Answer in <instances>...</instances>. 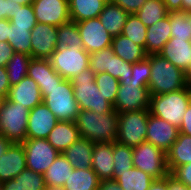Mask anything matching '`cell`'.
Listing matches in <instances>:
<instances>
[{"label":"cell","instance_id":"1","mask_svg":"<svg viewBox=\"0 0 191 190\" xmlns=\"http://www.w3.org/2000/svg\"><path fill=\"white\" fill-rule=\"evenodd\" d=\"M118 119L119 113L114 108L101 114L92 110H80L75 124L81 138L91 140L94 144H109L116 142Z\"/></svg>","mask_w":191,"mask_h":190},{"label":"cell","instance_id":"2","mask_svg":"<svg viewBox=\"0 0 191 190\" xmlns=\"http://www.w3.org/2000/svg\"><path fill=\"white\" fill-rule=\"evenodd\" d=\"M151 76L149 79L150 95H160L181 90L186 85V74L160 54L150 55Z\"/></svg>","mask_w":191,"mask_h":190},{"label":"cell","instance_id":"3","mask_svg":"<svg viewBox=\"0 0 191 190\" xmlns=\"http://www.w3.org/2000/svg\"><path fill=\"white\" fill-rule=\"evenodd\" d=\"M191 103V89L187 86L181 90L150 95V113L171 125L180 128L182 118Z\"/></svg>","mask_w":191,"mask_h":190},{"label":"cell","instance_id":"4","mask_svg":"<svg viewBox=\"0 0 191 190\" xmlns=\"http://www.w3.org/2000/svg\"><path fill=\"white\" fill-rule=\"evenodd\" d=\"M93 71L88 68L71 79L74 97L80 110H92L98 114L109 112L113 105L99 91Z\"/></svg>","mask_w":191,"mask_h":190},{"label":"cell","instance_id":"5","mask_svg":"<svg viewBox=\"0 0 191 190\" xmlns=\"http://www.w3.org/2000/svg\"><path fill=\"white\" fill-rule=\"evenodd\" d=\"M43 97L42 102L57 117L59 121H75L80 111L74 97L71 80L64 79L52 88H39Z\"/></svg>","mask_w":191,"mask_h":190},{"label":"cell","instance_id":"6","mask_svg":"<svg viewBox=\"0 0 191 190\" xmlns=\"http://www.w3.org/2000/svg\"><path fill=\"white\" fill-rule=\"evenodd\" d=\"M119 83L117 97L113 105L118 113L149 109V88L143 81L135 80L133 75L129 74L126 78H120Z\"/></svg>","mask_w":191,"mask_h":190},{"label":"cell","instance_id":"7","mask_svg":"<svg viewBox=\"0 0 191 190\" xmlns=\"http://www.w3.org/2000/svg\"><path fill=\"white\" fill-rule=\"evenodd\" d=\"M29 109L5 98L0 110V134L13 143L26 140Z\"/></svg>","mask_w":191,"mask_h":190},{"label":"cell","instance_id":"8","mask_svg":"<svg viewBox=\"0 0 191 190\" xmlns=\"http://www.w3.org/2000/svg\"><path fill=\"white\" fill-rule=\"evenodd\" d=\"M150 109L119 113L116 142L136 147L146 141Z\"/></svg>","mask_w":191,"mask_h":190},{"label":"cell","instance_id":"9","mask_svg":"<svg viewBox=\"0 0 191 190\" xmlns=\"http://www.w3.org/2000/svg\"><path fill=\"white\" fill-rule=\"evenodd\" d=\"M49 60L54 70L67 80L89 68V53L83 47H57Z\"/></svg>","mask_w":191,"mask_h":190},{"label":"cell","instance_id":"10","mask_svg":"<svg viewBox=\"0 0 191 190\" xmlns=\"http://www.w3.org/2000/svg\"><path fill=\"white\" fill-rule=\"evenodd\" d=\"M133 166L154 179H163L170 173L166 152L146 141L133 148Z\"/></svg>","mask_w":191,"mask_h":190},{"label":"cell","instance_id":"11","mask_svg":"<svg viewBox=\"0 0 191 190\" xmlns=\"http://www.w3.org/2000/svg\"><path fill=\"white\" fill-rule=\"evenodd\" d=\"M22 145L27 169L42 175L60 154L47 139H26Z\"/></svg>","mask_w":191,"mask_h":190},{"label":"cell","instance_id":"12","mask_svg":"<svg viewBox=\"0 0 191 190\" xmlns=\"http://www.w3.org/2000/svg\"><path fill=\"white\" fill-rule=\"evenodd\" d=\"M82 39L83 49L89 54L108 48L113 37L107 32L98 18L76 22Z\"/></svg>","mask_w":191,"mask_h":190},{"label":"cell","instance_id":"13","mask_svg":"<svg viewBox=\"0 0 191 190\" xmlns=\"http://www.w3.org/2000/svg\"><path fill=\"white\" fill-rule=\"evenodd\" d=\"M32 6L37 23L59 27L71 20L68 0H34Z\"/></svg>","mask_w":191,"mask_h":190},{"label":"cell","instance_id":"14","mask_svg":"<svg viewBox=\"0 0 191 190\" xmlns=\"http://www.w3.org/2000/svg\"><path fill=\"white\" fill-rule=\"evenodd\" d=\"M179 128L151 113L148 116L146 142L167 152L176 141Z\"/></svg>","mask_w":191,"mask_h":190},{"label":"cell","instance_id":"15","mask_svg":"<svg viewBox=\"0 0 191 190\" xmlns=\"http://www.w3.org/2000/svg\"><path fill=\"white\" fill-rule=\"evenodd\" d=\"M58 27L37 23L31 30L32 58L49 59L57 48Z\"/></svg>","mask_w":191,"mask_h":190},{"label":"cell","instance_id":"16","mask_svg":"<svg viewBox=\"0 0 191 190\" xmlns=\"http://www.w3.org/2000/svg\"><path fill=\"white\" fill-rule=\"evenodd\" d=\"M59 120L42 102L29 111L26 139H47Z\"/></svg>","mask_w":191,"mask_h":190},{"label":"cell","instance_id":"17","mask_svg":"<svg viewBox=\"0 0 191 190\" xmlns=\"http://www.w3.org/2000/svg\"><path fill=\"white\" fill-rule=\"evenodd\" d=\"M26 168V156L22 143H13L0 157V182L15 178Z\"/></svg>","mask_w":191,"mask_h":190},{"label":"cell","instance_id":"18","mask_svg":"<svg viewBox=\"0 0 191 190\" xmlns=\"http://www.w3.org/2000/svg\"><path fill=\"white\" fill-rule=\"evenodd\" d=\"M7 98L19 102L29 110L41 104L43 100L38 84L29 76H25L18 84L10 87Z\"/></svg>","mask_w":191,"mask_h":190},{"label":"cell","instance_id":"19","mask_svg":"<svg viewBox=\"0 0 191 190\" xmlns=\"http://www.w3.org/2000/svg\"><path fill=\"white\" fill-rule=\"evenodd\" d=\"M159 54L186 72L191 66V39H174L172 37Z\"/></svg>","mask_w":191,"mask_h":190},{"label":"cell","instance_id":"20","mask_svg":"<svg viewBox=\"0 0 191 190\" xmlns=\"http://www.w3.org/2000/svg\"><path fill=\"white\" fill-rule=\"evenodd\" d=\"M81 138L75 121H58L50 131L47 141L59 152L63 153L75 141Z\"/></svg>","mask_w":191,"mask_h":190},{"label":"cell","instance_id":"21","mask_svg":"<svg viewBox=\"0 0 191 190\" xmlns=\"http://www.w3.org/2000/svg\"><path fill=\"white\" fill-rule=\"evenodd\" d=\"M113 143L95 144L92 153V169L100 180L113 178Z\"/></svg>","mask_w":191,"mask_h":190},{"label":"cell","instance_id":"22","mask_svg":"<svg viewBox=\"0 0 191 190\" xmlns=\"http://www.w3.org/2000/svg\"><path fill=\"white\" fill-rule=\"evenodd\" d=\"M94 143L86 138H80L72 143L62 154L71 163L74 169L92 168V153Z\"/></svg>","mask_w":191,"mask_h":190},{"label":"cell","instance_id":"23","mask_svg":"<svg viewBox=\"0 0 191 190\" xmlns=\"http://www.w3.org/2000/svg\"><path fill=\"white\" fill-rule=\"evenodd\" d=\"M171 38V25L169 15L154 25L147 27L146 48L147 55L159 54L163 46Z\"/></svg>","mask_w":191,"mask_h":190},{"label":"cell","instance_id":"24","mask_svg":"<svg viewBox=\"0 0 191 190\" xmlns=\"http://www.w3.org/2000/svg\"><path fill=\"white\" fill-rule=\"evenodd\" d=\"M167 166L172 173L178 166L191 163V136L179 133L176 141L166 152Z\"/></svg>","mask_w":191,"mask_h":190},{"label":"cell","instance_id":"25","mask_svg":"<svg viewBox=\"0 0 191 190\" xmlns=\"http://www.w3.org/2000/svg\"><path fill=\"white\" fill-rule=\"evenodd\" d=\"M130 14L119 6L113 4L110 0L99 14L98 19L112 36H118L122 33L123 27Z\"/></svg>","mask_w":191,"mask_h":190},{"label":"cell","instance_id":"26","mask_svg":"<svg viewBox=\"0 0 191 190\" xmlns=\"http://www.w3.org/2000/svg\"><path fill=\"white\" fill-rule=\"evenodd\" d=\"M112 180H116L123 190H148L155 179L133 166L125 172H113Z\"/></svg>","mask_w":191,"mask_h":190},{"label":"cell","instance_id":"27","mask_svg":"<svg viewBox=\"0 0 191 190\" xmlns=\"http://www.w3.org/2000/svg\"><path fill=\"white\" fill-rule=\"evenodd\" d=\"M109 0H68L69 13L72 21L98 18Z\"/></svg>","mask_w":191,"mask_h":190},{"label":"cell","instance_id":"28","mask_svg":"<svg viewBox=\"0 0 191 190\" xmlns=\"http://www.w3.org/2000/svg\"><path fill=\"white\" fill-rule=\"evenodd\" d=\"M111 47L115 55L132 64L148 56L144 47L136 45L122 34L113 37Z\"/></svg>","mask_w":191,"mask_h":190},{"label":"cell","instance_id":"29","mask_svg":"<svg viewBox=\"0 0 191 190\" xmlns=\"http://www.w3.org/2000/svg\"><path fill=\"white\" fill-rule=\"evenodd\" d=\"M73 169L71 163L60 153L43 174L46 187H63Z\"/></svg>","mask_w":191,"mask_h":190},{"label":"cell","instance_id":"30","mask_svg":"<svg viewBox=\"0 0 191 190\" xmlns=\"http://www.w3.org/2000/svg\"><path fill=\"white\" fill-rule=\"evenodd\" d=\"M45 188L43 175L26 168L15 178L3 182L2 190H43Z\"/></svg>","mask_w":191,"mask_h":190},{"label":"cell","instance_id":"31","mask_svg":"<svg viewBox=\"0 0 191 190\" xmlns=\"http://www.w3.org/2000/svg\"><path fill=\"white\" fill-rule=\"evenodd\" d=\"M100 179L92 168L73 169L66 180L65 190H98Z\"/></svg>","mask_w":191,"mask_h":190},{"label":"cell","instance_id":"32","mask_svg":"<svg viewBox=\"0 0 191 190\" xmlns=\"http://www.w3.org/2000/svg\"><path fill=\"white\" fill-rule=\"evenodd\" d=\"M149 27L169 15L163 0H145L143 6L134 14Z\"/></svg>","mask_w":191,"mask_h":190},{"label":"cell","instance_id":"33","mask_svg":"<svg viewBox=\"0 0 191 190\" xmlns=\"http://www.w3.org/2000/svg\"><path fill=\"white\" fill-rule=\"evenodd\" d=\"M8 44L14 52L32 57L31 31L28 28L13 27L9 20Z\"/></svg>","mask_w":191,"mask_h":190},{"label":"cell","instance_id":"34","mask_svg":"<svg viewBox=\"0 0 191 190\" xmlns=\"http://www.w3.org/2000/svg\"><path fill=\"white\" fill-rule=\"evenodd\" d=\"M31 59V56L17 52L10 58L5 67L11 86L18 84L25 76H27V70Z\"/></svg>","mask_w":191,"mask_h":190},{"label":"cell","instance_id":"35","mask_svg":"<svg viewBox=\"0 0 191 190\" xmlns=\"http://www.w3.org/2000/svg\"><path fill=\"white\" fill-rule=\"evenodd\" d=\"M83 47L79 29L75 21H68L58 27L57 47Z\"/></svg>","mask_w":191,"mask_h":190},{"label":"cell","instance_id":"36","mask_svg":"<svg viewBox=\"0 0 191 190\" xmlns=\"http://www.w3.org/2000/svg\"><path fill=\"white\" fill-rule=\"evenodd\" d=\"M121 34L136 45L146 48L147 27L134 14L128 16Z\"/></svg>","mask_w":191,"mask_h":190},{"label":"cell","instance_id":"37","mask_svg":"<svg viewBox=\"0 0 191 190\" xmlns=\"http://www.w3.org/2000/svg\"><path fill=\"white\" fill-rule=\"evenodd\" d=\"M56 71L49 59L32 58L29 62L27 76L33 79L38 85L41 81L54 80Z\"/></svg>","mask_w":191,"mask_h":190},{"label":"cell","instance_id":"38","mask_svg":"<svg viewBox=\"0 0 191 190\" xmlns=\"http://www.w3.org/2000/svg\"><path fill=\"white\" fill-rule=\"evenodd\" d=\"M171 25V38L191 39V25L187 18V12H169Z\"/></svg>","mask_w":191,"mask_h":190},{"label":"cell","instance_id":"39","mask_svg":"<svg viewBox=\"0 0 191 190\" xmlns=\"http://www.w3.org/2000/svg\"><path fill=\"white\" fill-rule=\"evenodd\" d=\"M113 158V172H125L133 167V148L113 142Z\"/></svg>","mask_w":191,"mask_h":190},{"label":"cell","instance_id":"40","mask_svg":"<svg viewBox=\"0 0 191 190\" xmlns=\"http://www.w3.org/2000/svg\"><path fill=\"white\" fill-rule=\"evenodd\" d=\"M95 82L99 91L104 95V98L114 105L117 97L118 86L120 84L119 80L115 79L109 73L103 72L95 75Z\"/></svg>","mask_w":191,"mask_h":190},{"label":"cell","instance_id":"41","mask_svg":"<svg viewBox=\"0 0 191 190\" xmlns=\"http://www.w3.org/2000/svg\"><path fill=\"white\" fill-rule=\"evenodd\" d=\"M10 23L13 27L28 28V31H31L37 24L32 4L18 8L14 17L10 19Z\"/></svg>","mask_w":191,"mask_h":190},{"label":"cell","instance_id":"42","mask_svg":"<svg viewBox=\"0 0 191 190\" xmlns=\"http://www.w3.org/2000/svg\"><path fill=\"white\" fill-rule=\"evenodd\" d=\"M112 47L89 54V68L94 74L106 72L109 69L110 56H114Z\"/></svg>","mask_w":191,"mask_h":190},{"label":"cell","instance_id":"43","mask_svg":"<svg viewBox=\"0 0 191 190\" xmlns=\"http://www.w3.org/2000/svg\"><path fill=\"white\" fill-rule=\"evenodd\" d=\"M115 79L126 78L132 74V63L124 61L117 55L110 56L109 69L106 70Z\"/></svg>","mask_w":191,"mask_h":190},{"label":"cell","instance_id":"44","mask_svg":"<svg viewBox=\"0 0 191 190\" xmlns=\"http://www.w3.org/2000/svg\"><path fill=\"white\" fill-rule=\"evenodd\" d=\"M132 75L135 80L143 81L148 87L151 76L150 55L143 60L132 64Z\"/></svg>","mask_w":191,"mask_h":190},{"label":"cell","instance_id":"45","mask_svg":"<svg viewBox=\"0 0 191 190\" xmlns=\"http://www.w3.org/2000/svg\"><path fill=\"white\" fill-rule=\"evenodd\" d=\"M22 5L11 0H0V19H8L14 17L15 11Z\"/></svg>","mask_w":191,"mask_h":190},{"label":"cell","instance_id":"46","mask_svg":"<svg viewBox=\"0 0 191 190\" xmlns=\"http://www.w3.org/2000/svg\"><path fill=\"white\" fill-rule=\"evenodd\" d=\"M129 14H135L145 3V0H110Z\"/></svg>","mask_w":191,"mask_h":190},{"label":"cell","instance_id":"47","mask_svg":"<svg viewBox=\"0 0 191 190\" xmlns=\"http://www.w3.org/2000/svg\"><path fill=\"white\" fill-rule=\"evenodd\" d=\"M171 174L186 186L191 185V163L178 166Z\"/></svg>","mask_w":191,"mask_h":190},{"label":"cell","instance_id":"48","mask_svg":"<svg viewBox=\"0 0 191 190\" xmlns=\"http://www.w3.org/2000/svg\"><path fill=\"white\" fill-rule=\"evenodd\" d=\"M13 48L6 42H0V67L6 66L14 54Z\"/></svg>","mask_w":191,"mask_h":190},{"label":"cell","instance_id":"49","mask_svg":"<svg viewBox=\"0 0 191 190\" xmlns=\"http://www.w3.org/2000/svg\"><path fill=\"white\" fill-rule=\"evenodd\" d=\"M11 85L9 83L6 67H0V95L5 98L8 96Z\"/></svg>","mask_w":191,"mask_h":190},{"label":"cell","instance_id":"50","mask_svg":"<svg viewBox=\"0 0 191 190\" xmlns=\"http://www.w3.org/2000/svg\"><path fill=\"white\" fill-rule=\"evenodd\" d=\"M180 133L191 136V103L185 111V114L182 118V124L179 128Z\"/></svg>","mask_w":191,"mask_h":190},{"label":"cell","instance_id":"51","mask_svg":"<svg viewBox=\"0 0 191 190\" xmlns=\"http://www.w3.org/2000/svg\"><path fill=\"white\" fill-rule=\"evenodd\" d=\"M165 179L168 181V190H189L188 186L178 180L171 173H169Z\"/></svg>","mask_w":191,"mask_h":190},{"label":"cell","instance_id":"52","mask_svg":"<svg viewBox=\"0 0 191 190\" xmlns=\"http://www.w3.org/2000/svg\"><path fill=\"white\" fill-rule=\"evenodd\" d=\"M98 190H123L116 180H100Z\"/></svg>","mask_w":191,"mask_h":190},{"label":"cell","instance_id":"53","mask_svg":"<svg viewBox=\"0 0 191 190\" xmlns=\"http://www.w3.org/2000/svg\"><path fill=\"white\" fill-rule=\"evenodd\" d=\"M9 20L0 19V42L8 43Z\"/></svg>","mask_w":191,"mask_h":190},{"label":"cell","instance_id":"54","mask_svg":"<svg viewBox=\"0 0 191 190\" xmlns=\"http://www.w3.org/2000/svg\"><path fill=\"white\" fill-rule=\"evenodd\" d=\"M64 78H62L57 72L54 73V80H47L39 82V88H52L56 85H59Z\"/></svg>","mask_w":191,"mask_h":190},{"label":"cell","instance_id":"55","mask_svg":"<svg viewBox=\"0 0 191 190\" xmlns=\"http://www.w3.org/2000/svg\"><path fill=\"white\" fill-rule=\"evenodd\" d=\"M169 12L182 11L183 0H163Z\"/></svg>","mask_w":191,"mask_h":190},{"label":"cell","instance_id":"56","mask_svg":"<svg viewBox=\"0 0 191 190\" xmlns=\"http://www.w3.org/2000/svg\"><path fill=\"white\" fill-rule=\"evenodd\" d=\"M148 190H168V181L163 179H155Z\"/></svg>","mask_w":191,"mask_h":190},{"label":"cell","instance_id":"57","mask_svg":"<svg viewBox=\"0 0 191 190\" xmlns=\"http://www.w3.org/2000/svg\"><path fill=\"white\" fill-rule=\"evenodd\" d=\"M13 144L9 139L4 135L0 134V157L2 154L6 153L8 148Z\"/></svg>","mask_w":191,"mask_h":190},{"label":"cell","instance_id":"58","mask_svg":"<svg viewBox=\"0 0 191 190\" xmlns=\"http://www.w3.org/2000/svg\"><path fill=\"white\" fill-rule=\"evenodd\" d=\"M182 12H191V0L182 1Z\"/></svg>","mask_w":191,"mask_h":190},{"label":"cell","instance_id":"59","mask_svg":"<svg viewBox=\"0 0 191 190\" xmlns=\"http://www.w3.org/2000/svg\"><path fill=\"white\" fill-rule=\"evenodd\" d=\"M185 74H186V85L191 89V66L185 72Z\"/></svg>","mask_w":191,"mask_h":190},{"label":"cell","instance_id":"60","mask_svg":"<svg viewBox=\"0 0 191 190\" xmlns=\"http://www.w3.org/2000/svg\"><path fill=\"white\" fill-rule=\"evenodd\" d=\"M11 1H14L15 3L20 5H30L34 2V0H11Z\"/></svg>","mask_w":191,"mask_h":190},{"label":"cell","instance_id":"61","mask_svg":"<svg viewBox=\"0 0 191 190\" xmlns=\"http://www.w3.org/2000/svg\"><path fill=\"white\" fill-rule=\"evenodd\" d=\"M43 190H65L63 187H46Z\"/></svg>","mask_w":191,"mask_h":190},{"label":"cell","instance_id":"62","mask_svg":"<svg viewBox=\"0 0 191 190\" xmlns=\"http://www.w3.org/2000/svg\"><path fill=\"white\" fill-rule=\"evenodd\" d=\"M4 100H5V97L0 95V110H1V107L3 105Z\"/></svg>","mask_w":191,"mask_h":190},{"label":"cell","instance_id":"63","mask_svg":"<svg viewBox=\"0 0 191 190\" xmlns=\"http://www.w3.org/2000/svg\"><path fill=\"white\" fill-rule=\"evenodd\" d=\"M187 18H188V21H189V23L191 25V12L187 13Z\"/></svg>","mask_w":191,"mask_h":190},{"label":"cell","instance_id":"64","mask_svg":"<svg viewBox=\"0 0 191 190\" xmlns=\"http://www.w3.org/2000/svg\"><path fill=\"white\" fill-rule=\"evenodd\" d=\"M2 188H3V183L0 182V190H2Z\"/></svg>","mask_w":191,"mask_h":190}]
</instances>
